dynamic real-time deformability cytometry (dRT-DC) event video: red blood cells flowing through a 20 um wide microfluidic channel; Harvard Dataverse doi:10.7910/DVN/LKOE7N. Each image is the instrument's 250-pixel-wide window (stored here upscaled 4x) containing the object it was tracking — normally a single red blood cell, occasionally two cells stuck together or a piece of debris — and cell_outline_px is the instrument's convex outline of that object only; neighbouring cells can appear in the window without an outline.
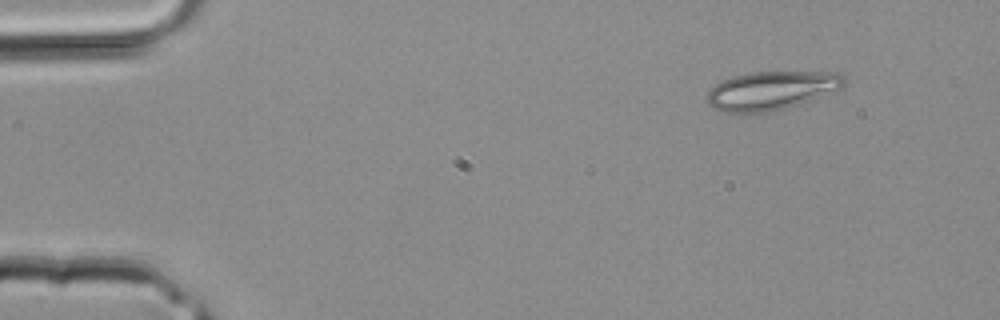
{"species": "common noctule bat (a hibernating species)", "species_latin": "Nyctalus noctula", "temperature_condition": "room temperature", "stored_images_in_passage": 3, "camera_frame_rate_fps": 3000, "um_per_image_px": 0.085, "animal": {"sex": "male", "body_mass_g": 20.4}, "frame": {"image": 1, "passage_image": 1, "time_ms": 0.0, "image_size_px": [1000, 320], "cell_outline_px": [[848, 80], [844, 88], [784, 108], [768, 112], [744, 116], [740, 116], [724, 112], [708, 104], [704, 100], [704, 96], [720, 80], [752, 72], [836, 72], [844, 76]], "centroid_in_image_um": [65.52, 7.72], "position_along_channel_um": 19.5, "area_um2": 31.39}}